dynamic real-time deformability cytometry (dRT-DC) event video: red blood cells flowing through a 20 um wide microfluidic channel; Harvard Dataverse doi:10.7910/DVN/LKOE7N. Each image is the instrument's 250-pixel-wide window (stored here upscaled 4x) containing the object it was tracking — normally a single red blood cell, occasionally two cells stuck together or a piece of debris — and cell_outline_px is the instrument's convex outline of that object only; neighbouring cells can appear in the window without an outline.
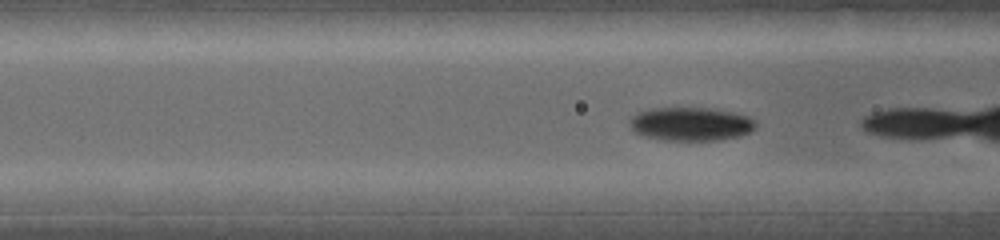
{"species": "common noctule bat (a hibernating species)", "species_latin": "Nyctalus noctula", "temperature_condition": "warm", "stored_images_in_passage": 7, "camera_frame_rate_fps": 5000, "um_per_image_px": 0.085, "animal": {"sex": "female", "body_mass_g": 19.0, "forearm_length_mm": 53.3}, "frame": {"image": 1, "passage_image": 7, "time_ms": 1.8, "image_size_px": [1000, 240], "cell_outline_px": [[864, 212], [744, 212], [728, 200], [736, 196], [768, 192], [852, 192], [864, 200]], "centroid_in_image_um": [67.98, 17.19], "position_along_channel_um": 98.6, "area_um2": 17.8}}